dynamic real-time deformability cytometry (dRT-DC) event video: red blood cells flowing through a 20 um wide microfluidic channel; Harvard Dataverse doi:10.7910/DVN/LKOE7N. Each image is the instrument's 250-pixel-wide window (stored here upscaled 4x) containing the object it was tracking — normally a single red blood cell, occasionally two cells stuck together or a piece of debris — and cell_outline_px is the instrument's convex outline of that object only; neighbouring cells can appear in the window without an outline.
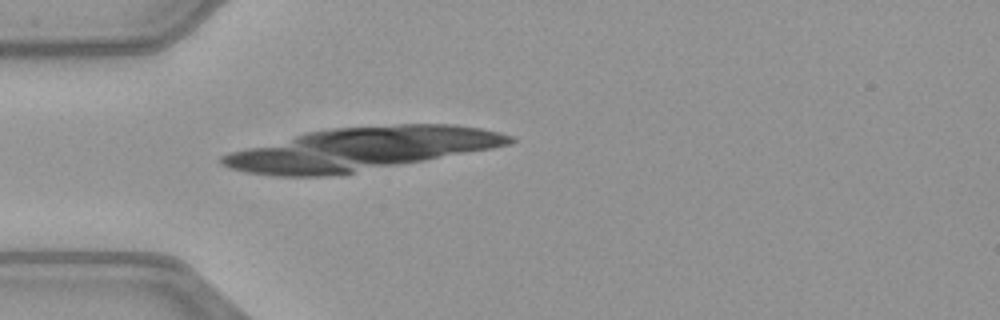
{"species": "common noctule bat (a hibernating species)", "species_latin": "Nyctalus noctula", "temperature_condition": "warm", "stored_images_in_passage": 8, "camera_frame_rate_fps": 3000, "um_per_image_px": 0.085, "animal": {"sex": "female", "body_mass_g": 21.9}, "frame": {"image": 1, "passage_image": 1, "time_ms": 0.0, "image_size_px": [1000, 320], "cell_outline_px": [[412, 156], [356, 156], [332, 136], [340, 132], [392, 132], [404, 140], [412, 152]], "centroid_in_image_um": [31.78, 12.23], "position_along_channel_um": 53.2, "area_um2": 10.87}}